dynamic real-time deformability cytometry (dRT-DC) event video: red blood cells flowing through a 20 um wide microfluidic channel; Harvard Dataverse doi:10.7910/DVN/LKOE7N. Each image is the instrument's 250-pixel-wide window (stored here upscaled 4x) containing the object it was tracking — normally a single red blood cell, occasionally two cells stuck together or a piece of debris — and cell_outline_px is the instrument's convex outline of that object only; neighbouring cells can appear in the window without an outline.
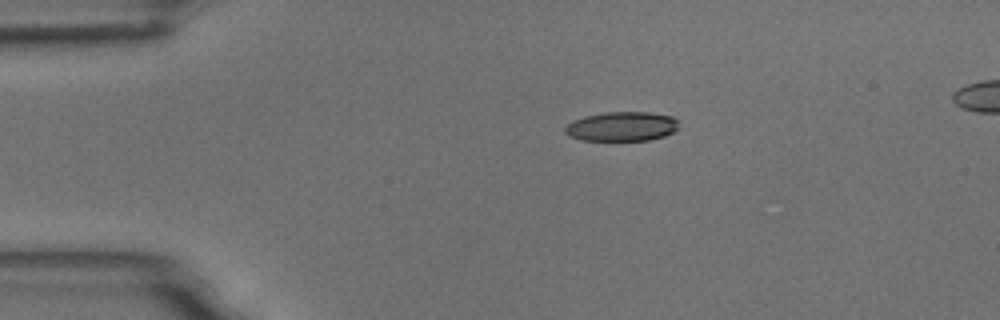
{"species": "common noctule bat (a hibernating species)", "species_latin": "Nyctalus noctula", "temperature_condition": "room temperature", "stored_images_in_passage": 8, "camera_frame_rate_fps": 3000, "um_per_image_px": 0.085, "animal": {"sex": "male", "body_mass_g": 18.8}, "frame": {"image": 1, "passage_image": 1, "time_ms": 0.0, "image_size_px": [1000, 320], "cell_outline_px": [[676, 128], [672, 132], [664, 136], [648, 140], [580, 140], [568, 136], [564, 132], [564, 128], [572, 120], [584, 116], [604, 112], [648, 112], [672, 116], [676, 120]], "centroid_in_image_um": [52.78, 10.74], "position_along_channel_um": 32.2, "area_um2": 19.42}}
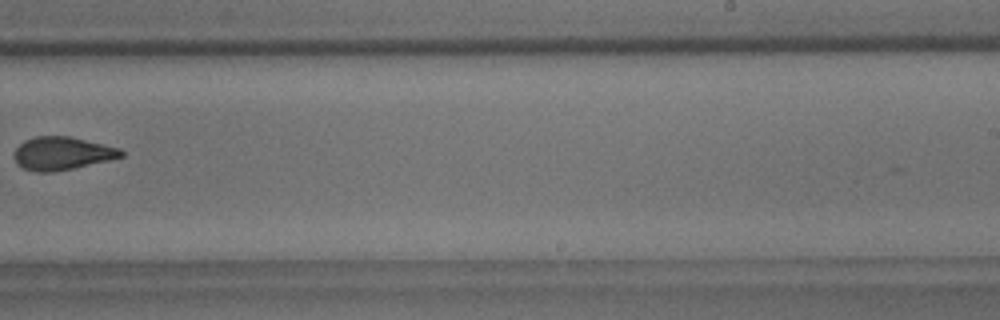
{"frame": {"image": 2, "passage_image": 7, "time_ms": 8.0, "image_size_px": [1000, 320], "cell_outline_px": [[124, 156], [108, 160], [72, 168], [52, 172], [36, 172], [24, 168], [16, 164], [12, 156], [16, 148], [24, 140], [36, 136], [72, 136], [120, 148], [124, 152]], "centroid_in_image_um": [5.25, 13.03], "position_along_channel_um": 283.8, "area_um2": 20.69}}